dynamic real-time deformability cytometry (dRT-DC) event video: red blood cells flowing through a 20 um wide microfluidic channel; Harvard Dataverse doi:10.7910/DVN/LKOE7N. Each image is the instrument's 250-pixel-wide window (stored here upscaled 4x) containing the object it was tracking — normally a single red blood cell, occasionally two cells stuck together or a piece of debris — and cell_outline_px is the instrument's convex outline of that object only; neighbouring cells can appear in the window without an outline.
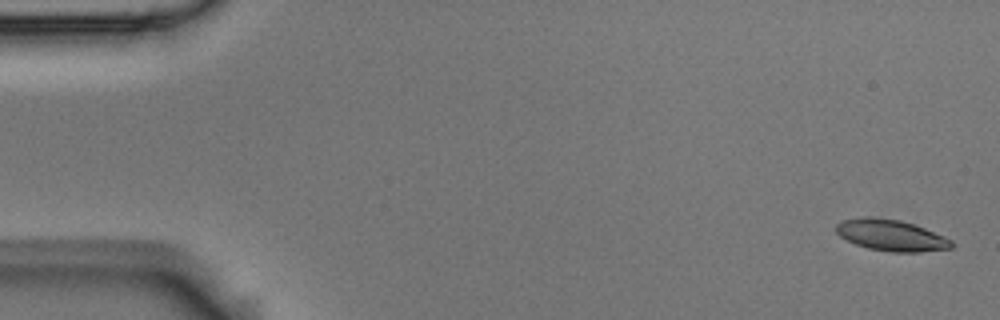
{"species": "Egyptian fruit bat (a non-hibernating species)", "species_latin": "Rousettus aegyptiacus", "temperature_condition": "room temperature", "stored_images_in_passage": 3, "camera_frame_rate_fps": 3000, "um_per_image_px": 0.085, "animal": {"sex": "male"}, "frame": {"image": 1, "passage_image": 1, "time_ms": 0.0, "image_size_px": [1000, 320], "cell_outline_px": [[956, 244], [952, 248], [920, 252], [892, 252], [868, 248], [856, 244], [840, 236], [836, 232], [836, 224], [840, 220], [860, 216], [872, 216], [900, 220], [924, 228], [944, 236], [952, 240]], "centroid_in_image_um": [75.73, 19.98], "position_along_channel_um": 9.3, "area_um2": 21.21}}